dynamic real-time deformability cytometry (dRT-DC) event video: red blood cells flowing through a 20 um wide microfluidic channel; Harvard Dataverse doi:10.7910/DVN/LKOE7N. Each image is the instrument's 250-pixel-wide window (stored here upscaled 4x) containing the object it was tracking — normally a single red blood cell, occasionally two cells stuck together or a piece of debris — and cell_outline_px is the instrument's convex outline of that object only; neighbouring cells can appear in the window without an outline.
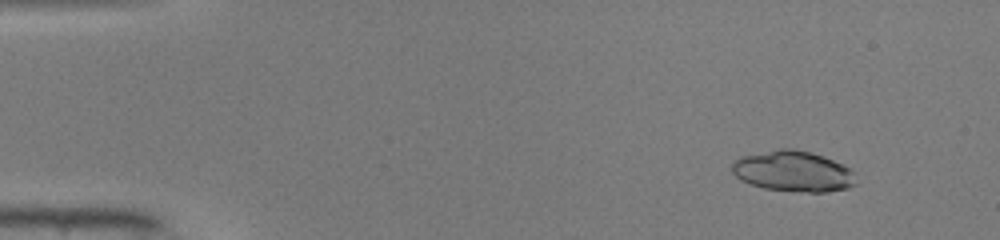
{"species": "common noctule bat (a hibernating species)", "species_latin": "Nyctalus noctula", "temperature_condition": "warm", "stored_images_in_passage": 50, "camera_frame_rate_fps": 3000, "um_per_image_px": 0.085, "animal": {"sex": "male", "body_mass_g": 19.0, "forearm_length_mm": 50.8}, "frame": {"image": 1, "passage_image": 5, "time_ms": 1.333, "image_size_px": [1000, 240], "cell_outline_px": [[856, 184], [848, 188], [824, 192], [808, 192], [764, 188], [740, 180], [732, 172], [732, 164], [740, 156], [780, 148], [792, 148], [812, 152], [824, 156], [848, 168], [852, 172]], "centroid_in_image_um": [67.39, 14.55], "position_along_channel_um": 17.6, "area_um2": 29.19}}
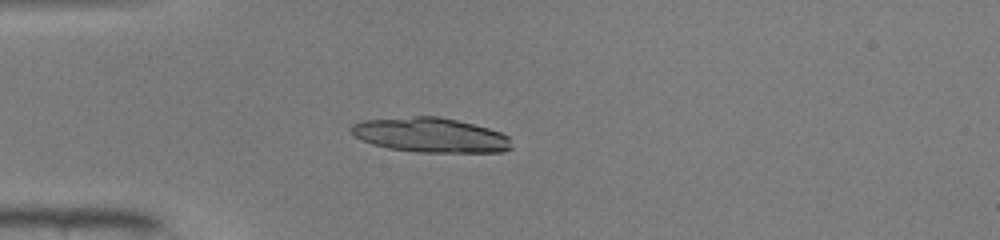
{"frame": {"image": 2, "passage_image": 14, "time_ms": 4.333, "image_size_px": [1000, 240], "cell_outline_px": [[512, 148], [504, 152], [420, 152], [388, 148], [372, 144], [356, 136], [348, 128], [352, 124], [364, 120], [416, 116], [440, 116], [488, 128], [500, 132], [508, 136]], "centroid_in_image_um": [36.6, 11.48], "position_along_channel_um": 48.4, "area_um2": 32.19}}